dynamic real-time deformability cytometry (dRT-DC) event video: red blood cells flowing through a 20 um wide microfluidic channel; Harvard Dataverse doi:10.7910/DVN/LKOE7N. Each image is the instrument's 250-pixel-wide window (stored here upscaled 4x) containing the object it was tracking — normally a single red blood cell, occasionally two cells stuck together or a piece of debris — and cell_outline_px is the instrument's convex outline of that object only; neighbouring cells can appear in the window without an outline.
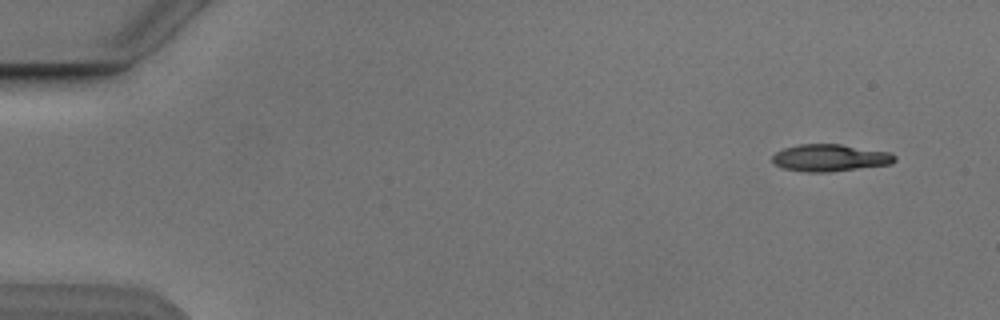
{"species": "Egyptian fruit bat (a non-hibernating species)", "species_latin": "Rousettus aegyptiacus", "temperature_condition": "cold", "stored_images_in_passage": 4, "camera_frame_rate_fps": 3000, "um_per_image_px": 0.085, "animal": {"sex": "male"}, "frame": {"image": 1, "passage_image": 1, "time_ms": 0.0, "image_size_px": [1000, 320], "cell_outline_px": [[896, 160], [892, 164], [828, 172], [808, 172], [784, 168], [776, 164], [772, 160], [772, 156], [776, 152], [784, 148], [800, 144], [840, 144], [888, 152], [896, 156]], "centroid_in_image_um": [70.56, 13.41], "position_along_channel_um": 14.4, "area_um2": 19.13}}